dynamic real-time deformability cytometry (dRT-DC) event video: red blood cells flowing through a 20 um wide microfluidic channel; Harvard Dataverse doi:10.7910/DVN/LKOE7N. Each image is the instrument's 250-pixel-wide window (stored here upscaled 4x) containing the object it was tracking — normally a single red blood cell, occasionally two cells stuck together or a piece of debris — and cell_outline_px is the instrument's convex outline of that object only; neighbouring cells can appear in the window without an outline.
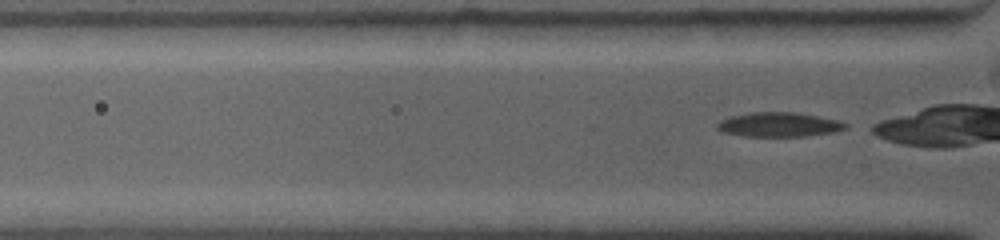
{"species": "common noctule bat (a hibernating species)", "species_latin": "Nyctalus noctula", "temperature_condition": "warm", "stored_images_in_passage": 2, "camera_frame_rate_fps": 4500, "um_per_image_px": 0.085, "animal": {"sex": "female", "body_mass_g": 19.0, "forearm_length_mm": 53.3}, "frame": {"image": 1, "passage_image": 2, "time_ms": 0.444, "image_size_px": [1000, 240], "cell_outline_px": [[848, 128], [832, 132], [804, 136], [744, 136], [720, 132], [716, 128], [716, 124], [720, 120], [732, 116], [752, 112], [796, 112], [836, 120], [848, 124]], "centroid_in_image_um": [66.16, 10.59], "position_along_channel_um": 59.6, "area_um2": 18.15}}